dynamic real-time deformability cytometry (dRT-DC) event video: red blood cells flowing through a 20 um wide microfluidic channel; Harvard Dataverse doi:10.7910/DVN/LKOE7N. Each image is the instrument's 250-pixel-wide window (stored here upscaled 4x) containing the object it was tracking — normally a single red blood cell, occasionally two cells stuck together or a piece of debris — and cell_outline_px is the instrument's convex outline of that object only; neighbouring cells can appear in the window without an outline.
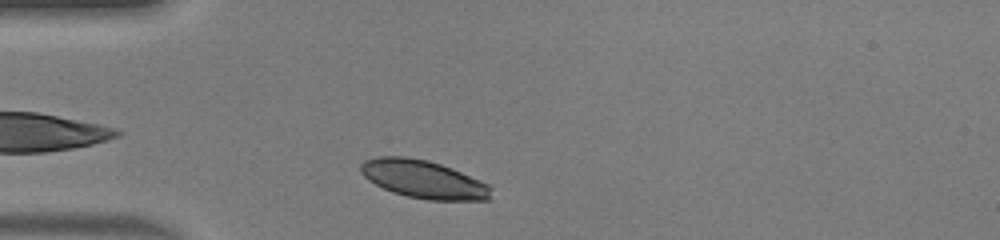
{"species": "human", "species_latin": "Homo sapiens", "temperature_condition": "warm", "stored_images_in_passage": 30, "camera_frame_rate_fps": 3000, "um_per_image_px": 0.085, "donor": {"sex": "male"}, "frame": {"image": 1, "passage_image": 2, "time_ms": 0.333, "image_size_px": [1000, 240], "cell_outline_px": [[492, 188], [488, 200], [428, 200], [408, 196], [392, 192], [368, 180], [360, 172], [360, 164], [364, 160], [376, 156], [404, 156], [428, 160], [452, 168], [488, 184]], "centroid_in_image_um": [35.97, 15.23], "position_along_channel_um": 49.0, "area_um2": 28.84}}
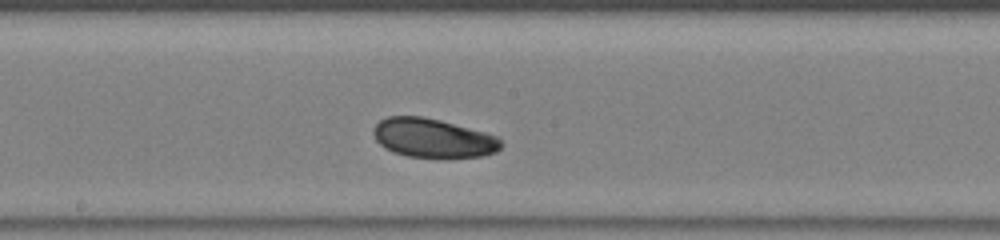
{"frame": {"image": 2, "passage_image": 15, "time_ms": 4.667, "image_size_px": [1000, 240], "cell_outline_px": [[504, 144], [496, 152], [480, 156], [444, 160], [408, 156], [392, 152], [380, 144], [376, 140], [372, 132], [372, 128], [380, 120], [388, 116], [420, 116], [440, 120], [500, 136]], "centroid_in_image_um": [36.84, 11.77], "position_along_channel_um": 211.4, "area_um2": 29.82}}
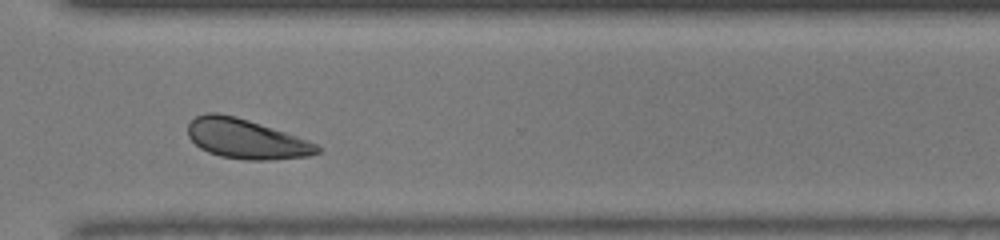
{"frame": {"image": 3, "passage_image": 25, "time_ms": 8.0, "image_size_px": [1000, 240], "cell_outline_px": [[320, 152], [308, 156], [268, 160], [244, 160], [220, 156], [208, 152], [200, 148], [188, 136], [188, 124], [196, 116], [208, 112], [220, 112], [236, 116], [308, 140], [316, 144], [320, 148]], "centroid_in_image_um": [20.89, 11.8], "position_along_channel_um": 349.7, "area_um2": 29.77}, "authors_computed_cell_mechanics": {"area_um2": 29.189, "velocity_mm_per_s": 4.145, "shape_relaxation_time_tau1_ms": 1.6835, "shape_relaxation_time_tau2_ms": null, "deformation_change_tau1": 0.0582, "deformation_change_tau2": null}}